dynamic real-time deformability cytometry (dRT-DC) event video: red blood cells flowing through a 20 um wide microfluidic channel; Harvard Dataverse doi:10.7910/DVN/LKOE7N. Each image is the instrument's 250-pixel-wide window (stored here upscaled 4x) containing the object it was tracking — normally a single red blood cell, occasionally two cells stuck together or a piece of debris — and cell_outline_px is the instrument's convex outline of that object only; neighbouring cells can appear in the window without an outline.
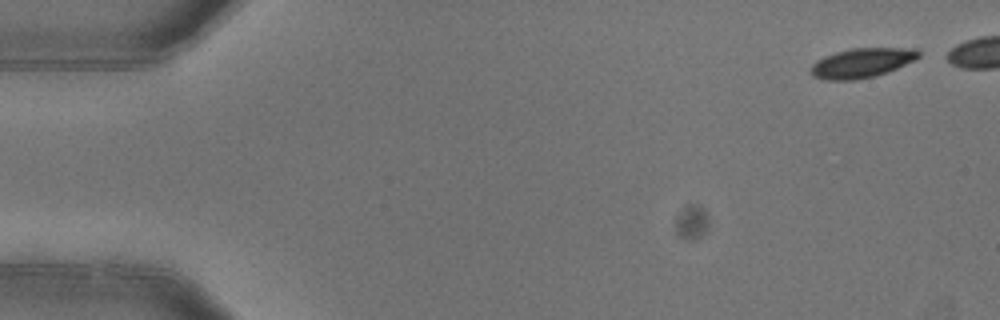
{"species": "common noctule bat (a hibernating species)", "species_latin": "Nyctalus noctula", "temperature_condition": "warm", "stored_images_in_passage": 5, "camera_frame_rate_fps": 3000, "um_per_image_px": 0.085, "animal": {"sex": "female"}, "frame": {"image": 1, "passage_image": 1, "time_ms": 0.0, "image_size_px": [1000, 320], "cell_outline_px": [[920, 56], [888, 72], [876, 76], [856, 80], [824, 80], [812, 76], [812, 64], [816, 60], [824, 56], [836, 52], [852, 48], [916, 48], [920, 52]], "centroid_in_image_um": [73.23, 5.35], "position_along_channel_um": 11.8, "area_um2": 18.5}}
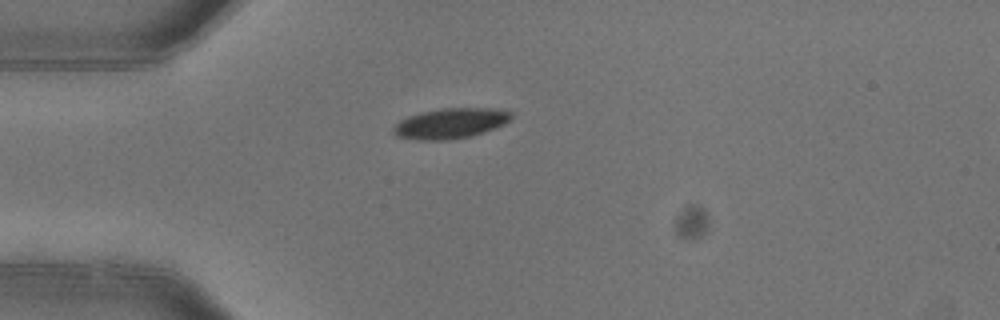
{"frame": {"image": 2, "passage_image": 5, "time_ms": 1.333, "image_size_px": [1000, 320], "cell_outline_px": [[512, 116], [504, 124], [484, 132], [472, 136], [452, 140], [416, 140], [396, 136], [392, 132], [392, 128], [400, 120], [408, 116], [440, 108], [492, 108], [512, 112]], "centroid_in_image_um": [38.27, 10.5], "position_along_channel_um": 46.7, "area_um2": 20.87}}